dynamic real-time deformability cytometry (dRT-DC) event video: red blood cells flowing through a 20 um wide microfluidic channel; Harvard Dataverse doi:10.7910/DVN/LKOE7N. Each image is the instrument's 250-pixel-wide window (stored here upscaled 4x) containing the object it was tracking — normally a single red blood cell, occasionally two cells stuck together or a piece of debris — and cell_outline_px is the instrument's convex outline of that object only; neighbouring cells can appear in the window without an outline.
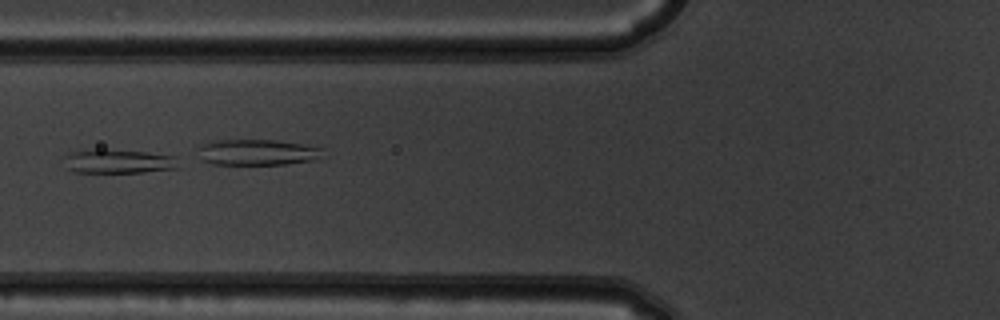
{"species": "common noctule bat (a hibernating species)", "species_latin": "Nyctalus noctula", "temperature_condition": "warm", "stored_images_in_passage": 8, "camera_frame_rate_fps": 3000, "um_per_image_px": 0.085, "animal": {"sex": "male", "body_mass_g": 19.5, "forearm_length_mm": 54.6}, "frame": {"image": 1, "passage_image": 5, "time_ms": 1.333, "image_size_px": [1000, 320], "cell_outline_px": [[176, 168], [144, 172], [76, 172], [68, 168], [64, 156], [68, 152], [96, 148], [100, 148], [144, 152], [176, 156]], "centroid_in_image_um": [10.0, 13.69], "position_along_channel_um": 115.8, "area_um2": 15.95}}
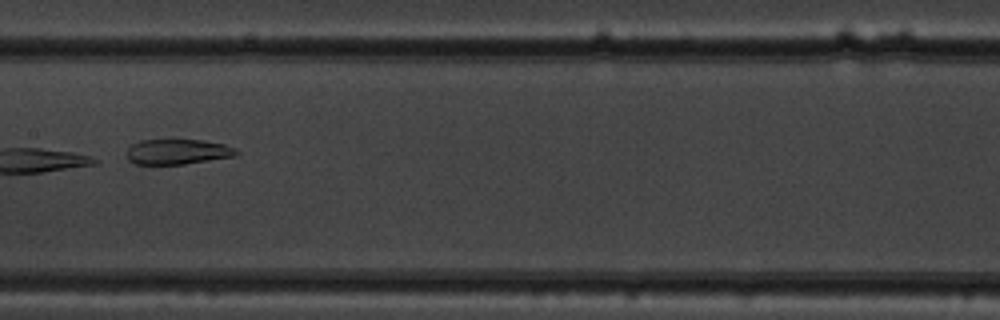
{"frame": {"image": 2, "passage_image": 7, "time_ms": 2.0, "image_size_px": [1000, 320], "cell_outline_px": [[240, 152], [236, 156], [184, 164], [136, 164], [128, 160], [128, 148], [132, 144], [140, 140], [204, 140], [224, 144], [236, 148]], "centroid_in_image_um": [15.13, 12.89], "position_along_channel_um": 192.3, "area_um2": 16.13}}